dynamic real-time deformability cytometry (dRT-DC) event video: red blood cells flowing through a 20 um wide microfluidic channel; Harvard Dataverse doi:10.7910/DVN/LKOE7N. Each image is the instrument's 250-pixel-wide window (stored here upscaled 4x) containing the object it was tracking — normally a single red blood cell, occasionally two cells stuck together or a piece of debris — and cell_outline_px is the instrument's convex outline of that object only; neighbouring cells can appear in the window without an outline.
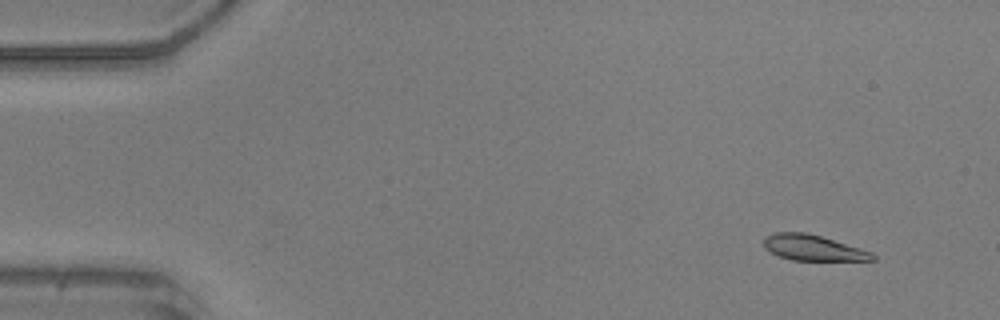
{"species": "common noctule bat (a hibernating species)", "species_latin": "Nyctalus noctula", "temperature_condition": "warm", "stored_images_in_passage": 52, "camera_frame_rate_fps": 3000, "um_per_image_px": 0.085, "animal": {"sex": "male", "body_mass_g": 20.5, "forearm_length_mm": 52.5}, "frame": {"image": 1, "passage_image": 5, "time_ms": 1.333, "image_size_px": [1000, 320], "cell_outline_px": [[876, 260], [792, 260], [780, 256], [764, 248], [764, 236], [776, 232], [804, 232], [820, 236], [860, 248], [872, 252], [876, 256]], "centroid_in_image_um": [69.1, 21.06], "position_along_channel_um": 15.9, "area_um2": 16.07}}
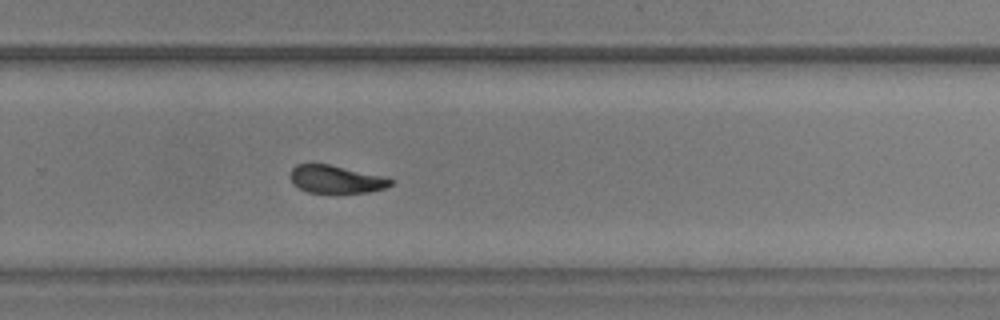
{"frame": {"image": 2, "passage_image": 35, "time_ms": 11.333, "image_size_px": [1000, 320], "cell_outline_px": [[396, 180], [392, 184], [384, 188], [368, 192], [308, 192], [292, 184], [288, 176], [288, 172], [296, 164], [328, 164], [388, 176]], "centroid_in_image_um": [28.57, 15.22], "position_along_channel_um": 301.2, "area_um2": 16.53}}
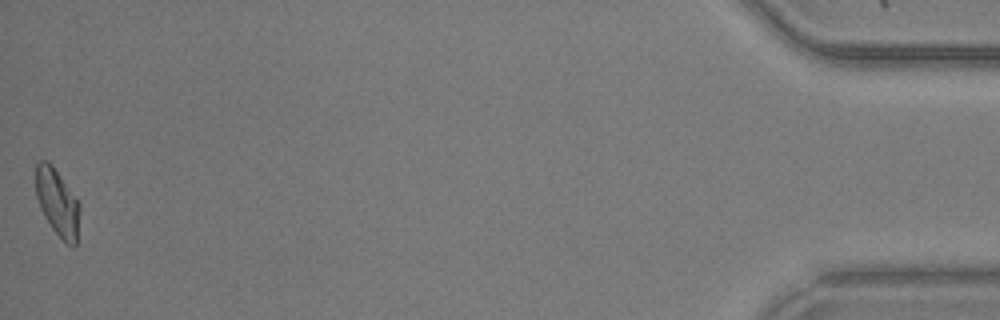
{"frame": {"image": 3, "passage_image": 52, "time_ms": 17.0, "image_size_px": [1000, 320], "cell_outline_px": [[80, 208], [76, 244], [72, 248], [52, 228], [44, 216], [40, 208], [36, 196], [36, 164], [40, 160], [48, 160], [52, 164], [80, 204]], "centroid_in_image_um": [4.87, 17.19], "position_along_channel_um": 430.3, "area_um2": 16.99}, "authors_computed_cell_mechanics": {"area_um2": 17.1088, "velocity_mm_per_s": 3.9622, "shape_relaxation_time_tau1_ms": 4.64, "shape_relaxation_time_tau2_ms": 4.6492, "deformation_change_tau1": 0.1521, "deformation_change_tau2": 0.1075}}